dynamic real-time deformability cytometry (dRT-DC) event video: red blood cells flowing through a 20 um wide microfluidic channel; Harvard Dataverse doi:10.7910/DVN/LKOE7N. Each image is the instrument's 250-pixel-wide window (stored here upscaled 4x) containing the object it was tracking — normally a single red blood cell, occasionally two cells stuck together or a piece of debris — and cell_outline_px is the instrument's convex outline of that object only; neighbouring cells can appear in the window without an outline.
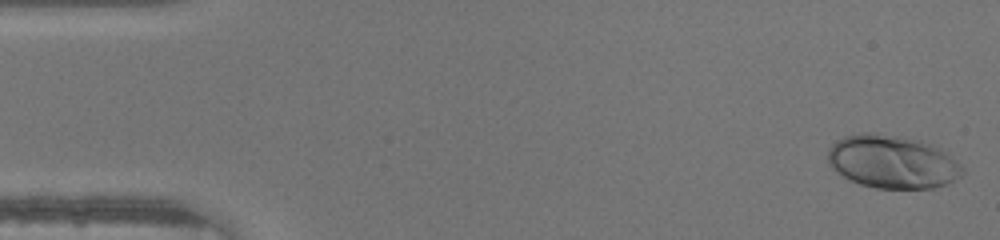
{"species": "human", "species_latin": "Homo sapiens", "temperature_condition": "warm", "stored_images_in_passage": 46, "camera_frame_rate_fps": 3000, "um_per_image_px": 0.085, "donor": {"sex": "male"}, "frame": {"image": 1, "passage_image": 1, "time_ms": 0.0, "image_size_px": [1000, 240], "cell_outline_px": [[964, 172], [960, 176], [944, 184], [932, 188], [876, 188], [860, 184], [844, 176], [832, 168], [828, 164], [828, 148], [836, 140], [844, 136], [864, 132], [872, 132], [920, 140], [940, 148], [960, 164], [964, 168]], "centroid_in_image_um": [75.82, 13.74], "position_along_channel_um": 9.2, "area_um2": 41.44}}
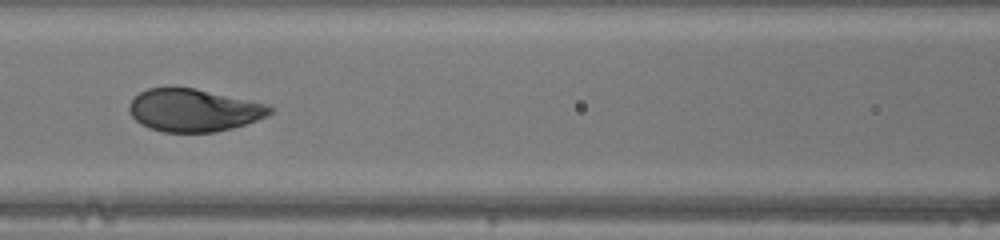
{"frame": {"image": 2, "passage_image": 20, "time_ms": 6.333, "image_size_px": [1000, 240], "cell_outline_px": [[272, 112], [256, 120], [232, 128], [216, 132], [164, 132], [152, 128], [136, 120], [132, 116], [128, 108], [128, 104], [140, 92], [148, 88], [168, 84], [172, 84], [196, 88], [268, 104], [272, 108]], "centroid_in_image_um": [16.43, 9.32], "position_along_channel_um": 150.2, "area_um2": 35.32}}
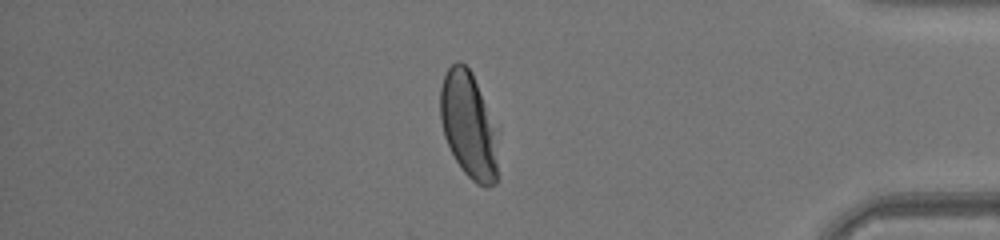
{"frame": {"image": 3, "passage_image": 39, "time_ms": 12.667, "image_size_px": [1000, 240], "cell_outline_px": [[500, 132], [496, 184], [484, 188], [476, 184], [464, 172], [456, 160], [444, 136], [440, 120], [440, 88], [444, 76], [448, 68], [456, 60], [460, 60], [472, 72]], "centroid_in_image_um": [39.89, 10.66], "position_along_channel_um": 395.3, "area_um2": 36.76}}